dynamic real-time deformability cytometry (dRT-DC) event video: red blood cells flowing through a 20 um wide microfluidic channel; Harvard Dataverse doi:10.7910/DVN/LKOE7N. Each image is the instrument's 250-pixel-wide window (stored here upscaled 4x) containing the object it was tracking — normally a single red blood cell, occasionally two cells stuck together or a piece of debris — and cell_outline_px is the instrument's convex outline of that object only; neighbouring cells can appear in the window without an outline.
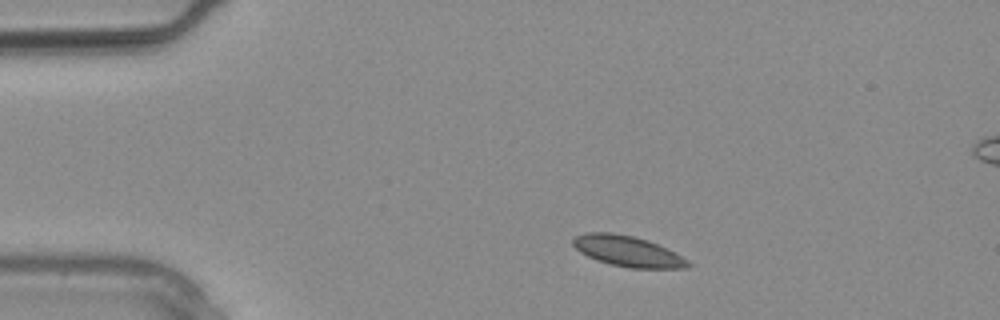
{"species": "common noctule bat (a hibernating species)", "species_latin": "Nyctalus noctula", "temperature_condition": "warm", "stored_images_in_passage": 2, "camera_frame_rate_fps": 3000, "um_per_image_px": 0.085, "animal": {"sex": "male", "body_mass_g": 20.4}, "frame": {"image": 1, "passage_image": 2, "time_ms": 0.333, "image_size_px": [1000, 320], "cell_outline_px": [[692, 264], [688, 268], [628, 268], [596, 260], [580, 252], [572, 244], [572, 240], [576, 236], [584, 232], [612, 232], [632, 236], [648, 240], [688, 260]], "centroid_in_image_um": [53.31, 21.35], "position_along_channel_um": 31.7, "area_um2": 20.35}}